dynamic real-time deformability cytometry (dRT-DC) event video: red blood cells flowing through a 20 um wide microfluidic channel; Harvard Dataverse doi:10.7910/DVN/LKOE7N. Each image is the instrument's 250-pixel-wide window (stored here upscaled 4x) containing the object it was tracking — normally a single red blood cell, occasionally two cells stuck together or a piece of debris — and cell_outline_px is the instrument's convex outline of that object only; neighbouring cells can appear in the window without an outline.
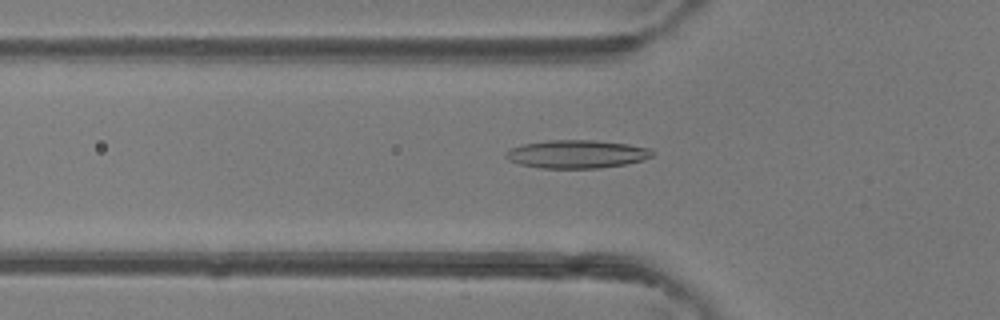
{"species": "common noctule bat (a hibernating species)", "species_latin": "Nyctalus noctula", "temperature_condition": "room temperature", "stored_images_in_passage": 37, "camera_frame_rate_fps": 3000, "um_per_image_px": 0.085, "animal": {"sex": "female"}, "frame": {"image": 1, "passage_image": 10, "time_ms": 3.0, "image_size_px": [1000, 320], "cell_outline_px": [[656, 152], [652, 156], [644, 160], [624, 164], [600, 168], [540, 168], [520, 164], [508, 160], [504, 156], [504, 152], [512, 148], [524, 144], [548, 140], [596, 140], [628, 144], [652, 148]], "centroid_in_image_um": [49.06, 13.09], "position_along_channel_um": 76.7, "area_um2": 24.22}}
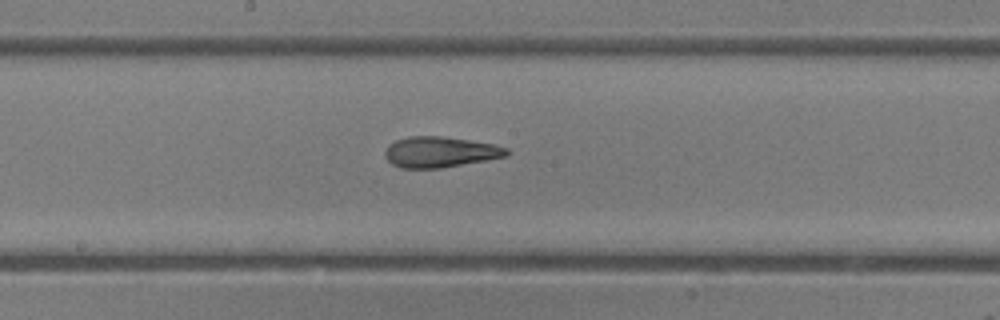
{"frame": {"image": 2, "passage_image": 19, "time_ms": 6.0, "image_size_px": [1000, 320], "cell_outline_px": [[508, 156], [440, 168], [400, 168], [392, 164], [384, 156], [384, 152], [388, 144], [396, 140], [408, 136], [440, 136], [468, 140], [492, 144], [508, 148]], "centroid_in_image_um": [37.36, 12.92], "position_along_channel_um": 210.8, "area_um2": 21.68}}
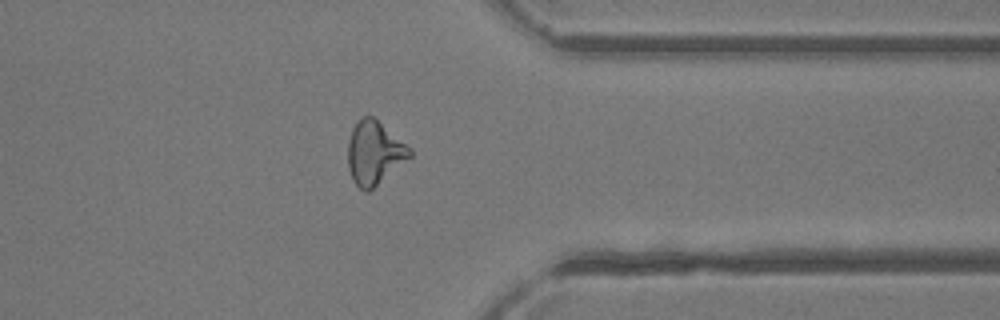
{"frame": {"image": 3, "passage_image": 31, "time_ms": 10.0, "image_size_px": [1000, 320], "cell_outline_px": [[412, 156], [368, 192], [364, 192], [352, 180], [348, 168], [348, 140], [352, 128], [360, 116], [372, 116], [412, 148]], "centroid_in_image_um": [31.81, 12.98], "position_along_channel_um": 379.6, "area_um2": 22.89}, "authors_computed_cell_mechanics": {"area_um2": 21.9062, "velocity_mm_per_s": 4.4328, "shape_relaxation_time_tau1_ms": 7.1814, "shape_relaxation_time_tau2_ms": 2.422, "deformation_change_tau1": 0.1994, "deformation_change_tau2": 0.1228}}